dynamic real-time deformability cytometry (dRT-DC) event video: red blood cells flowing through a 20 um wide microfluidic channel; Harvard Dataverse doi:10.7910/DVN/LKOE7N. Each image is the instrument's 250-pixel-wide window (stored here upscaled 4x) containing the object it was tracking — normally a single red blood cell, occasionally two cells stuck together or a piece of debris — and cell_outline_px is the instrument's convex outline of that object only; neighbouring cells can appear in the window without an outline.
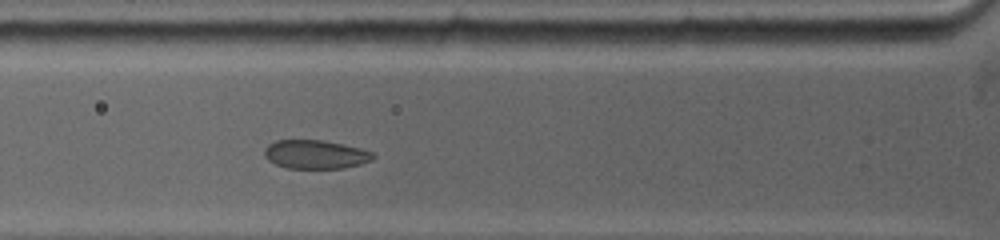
{"species": "common noctule bat (a hibernating species)", "species_latin": "Nyctalus noctula", "temperature_condition": "warm", "stored_images_in_passage": 5, "camera_frame_rate_fps": 5000, "um_per_image_px": 0.085, "animal": {"sex": "female", "body_mass_g": 19.0, "forearm_length_mm": 53.3}, "frame": {"image": 1, "passage_image": 5, "time_ms": 3.0, "image_size_px": [1000, 240], "cell_outline_px": [[376, 156], [372, 160], [360, 164], [344, 168], [288, 168], [276, 164], [268, 160], [264, 156], [264, 148], [268, 144], [276, 140], [324, 140], [360, 148], [372, 152]], "centroid_in_image_um": [26.8, 13.12], "position_along_channel_um": 99.0, "area_um2": 18.21}}